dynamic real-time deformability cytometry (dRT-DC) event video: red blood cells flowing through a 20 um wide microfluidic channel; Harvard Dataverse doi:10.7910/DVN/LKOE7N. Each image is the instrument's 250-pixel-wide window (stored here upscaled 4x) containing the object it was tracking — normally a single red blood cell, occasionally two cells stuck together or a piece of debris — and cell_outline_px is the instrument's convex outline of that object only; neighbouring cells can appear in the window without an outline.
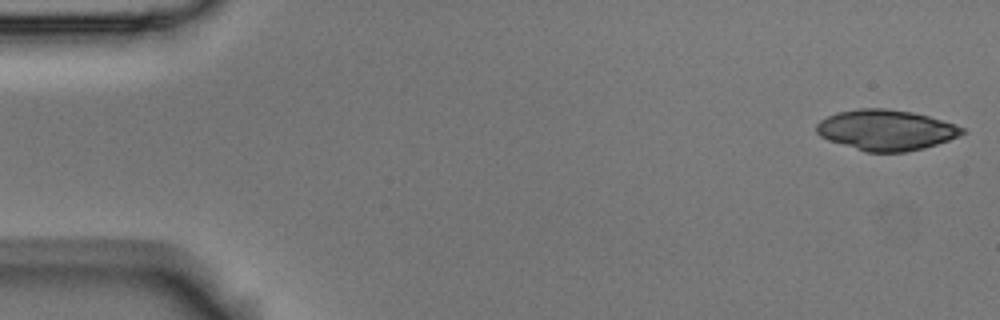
{"species": "Egyptian fruit bat (a non-hibernating species)", "species_latin": "Rousettus aegyptiacus", "temperature_condition": "room temperature", "stored_images_in_passage": 55, "camera_frame_rate_fps": 3000, "um_per_image_px": 0.085, "animal": {"sex": "male"}, "frame": {"image": 1, "passage_image": 1, "time_ms": 0.0, "image_size_px": [1000, 320], "cell_outline_px": [[968, 132], [960, 136], [924, 148], [904, 152], [868, 152], [828, 140], [820, 136], [816, 132], [816, 124], [820, 120], [836, 112], [860, 108], [888, 108], [912, 112], [928, 116], [956, 124], [964, 128]], "centroid_in_image_um": [75.33, 11.04], "position_along_channel_um": 9.7, "area_um2": 34.51}}